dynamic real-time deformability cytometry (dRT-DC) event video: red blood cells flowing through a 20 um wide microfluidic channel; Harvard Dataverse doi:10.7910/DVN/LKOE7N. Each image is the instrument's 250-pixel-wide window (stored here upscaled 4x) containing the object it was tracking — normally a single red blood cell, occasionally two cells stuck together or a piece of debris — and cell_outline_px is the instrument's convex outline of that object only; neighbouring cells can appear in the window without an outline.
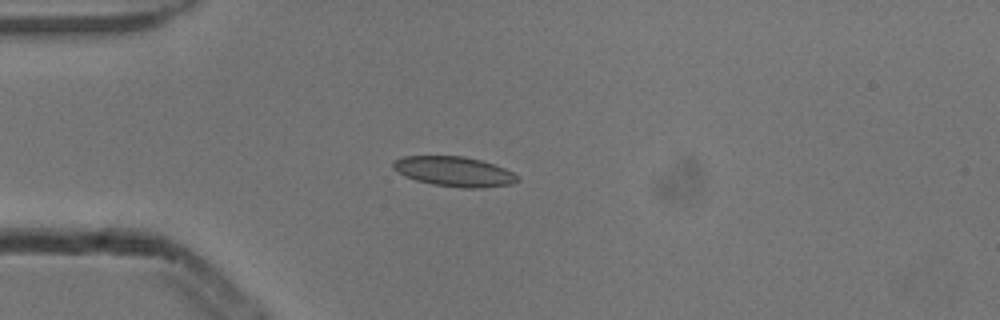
{"species": "common noctule bat (a hibernating species)", "species_latin": "Nyctalus noctula", "temperature_condition": "cold", "stored_images_in_passage": 2, "camera_frame_rate_fps": 3000, "um_per_image_px": 0.085, "animal": {"sex": "male", "body_mass_g": 13.3}, "frame": {"image": 1, "passage_image": 1, "time_ms": 0.0, "image_size_px": [1000, 320], "cell_outline_px": [[520, 180], [512, 184], [480, 188], [460, 188], [432, 184], [416, 180], [404, 176], [392, 168], [392, 160], [404, 156], [464, 156], [480, 160], [504, 168], [512, 172]], "centroid_in_image_um": [38.56, 14.58], "position_along_channel_um": 46.4, "area_um2": 21.68}}